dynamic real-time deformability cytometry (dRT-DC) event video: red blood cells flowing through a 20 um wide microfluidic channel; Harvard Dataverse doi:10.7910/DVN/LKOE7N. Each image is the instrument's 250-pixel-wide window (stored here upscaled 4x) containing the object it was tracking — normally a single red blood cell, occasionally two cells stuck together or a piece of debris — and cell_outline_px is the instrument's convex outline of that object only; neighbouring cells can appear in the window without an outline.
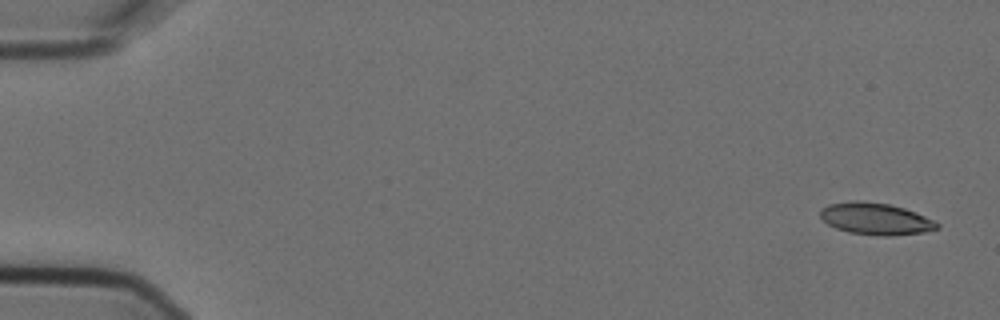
{"species": "Egyptian fruit bat (a non-hibernating species)", "species_latin": "Rousettus aegyptiacus", "temperature_condition": "cold", "stored_images_in_passage": 5, "camera_frame_rate_fps": 3000, "um_per_image_px": 0.085, "animal": {"sex": "female"}, "frame": {"image": 1, "passage_image": 1, "time_ms": 0.0, "image_size_px": [1000, 320], "cell_outline_px": [[940, 228], [924, 232], [888, 236], [880, 236], [848, 232], [836, 228], [828, 224], [820, 216], [820, 212], [828, 204], [852, 200], [856, 200], [888, 204], [904, 208], [916, 212], [940, 224]], "centroid_in_image_um": [74.43, 18.6], "position_along_channel_um": 10.6, "area_um2": 21.56}}
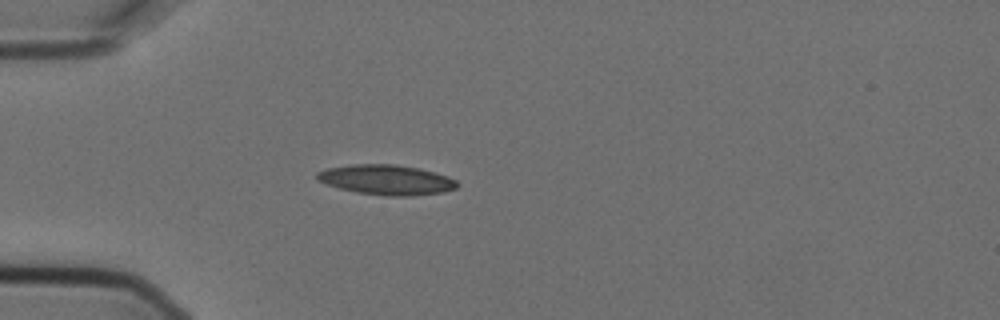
{"frame": {"image": 2, "passage_image": 5, "time_ms": 1.333, "image_size_px": [1000, 320], "cell_outline_px": [[460, 184], [456, 188], [444, 192], [412, 196], [388, 196], [356, 192], [340, 188], [316, 180], [316, 172], [328, 168], [352, 164], [396, 164], [420, 168], [448, 176], [456, 180]], "centroid_in_image_um": [32.88, 15.28], "position_along_channel_um": 52.1, "area_um2": 24.62}}